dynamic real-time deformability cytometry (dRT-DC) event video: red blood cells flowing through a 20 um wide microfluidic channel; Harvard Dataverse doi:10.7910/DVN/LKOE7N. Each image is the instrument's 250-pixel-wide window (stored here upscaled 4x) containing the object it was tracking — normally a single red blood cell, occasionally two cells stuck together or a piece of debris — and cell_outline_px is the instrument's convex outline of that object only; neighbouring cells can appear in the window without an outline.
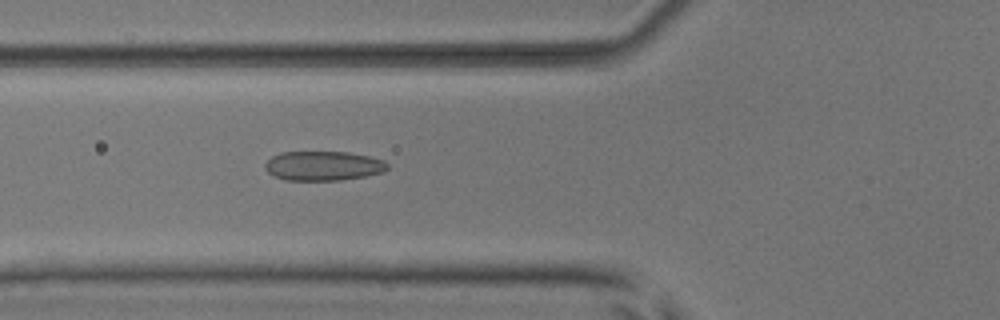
{"species": "common noctule bat (a hibernating species)", "species_latin": "Nyctalus noctula", "temperature_condition": "room temperature", "stored_images_in_passage": 3, "camera_frame_rate_fps": 3000, "um_per_image_px": 0.085, "animal": {"sex": "male", "body_mass_g": 17.9, "forearm_length_mm": 54.2}, "frame": {"image": 1, "passage_image": 3, "time_ms": 0.667, "image_size_px": [1000, 320], "cell_outline_px": [[388, 168], [384, 172], [364, 176], [340, 180], [284, 180], [272, 176], [264, 168], [264, 164], [272, 156], [280, 152], [348, 152], [368, 156], [384, 160], [388, 164]], "centroid_in_image_um": [27.45, 14.1], "position_along_channel_um": 98.3, "area_um2": 21.1}}